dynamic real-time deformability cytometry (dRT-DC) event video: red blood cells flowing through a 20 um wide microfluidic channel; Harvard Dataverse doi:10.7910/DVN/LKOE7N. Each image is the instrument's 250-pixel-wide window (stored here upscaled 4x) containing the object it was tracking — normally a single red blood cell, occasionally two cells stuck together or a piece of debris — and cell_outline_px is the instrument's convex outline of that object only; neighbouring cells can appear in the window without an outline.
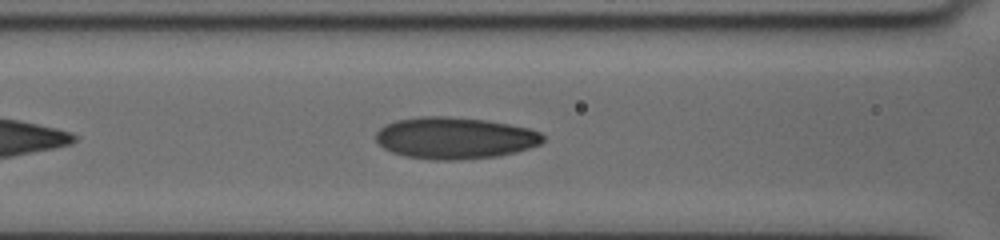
{"species": "human", "species_latin": "Homo sapiens", "temperature_condition": "cold", "stored_images_in_passage": 36, "camera_frame_rate_fps": 3000, "um_per_image_px": 0.085, "donor": {"sex": "female"}, "frame": {"image": 1, "passage_image": 16, "time_ms": 8.667, "image_size_px": [1000, 240], "cell_outline_px": [[544, 140], [540, 144], [516, 152], [496, 156], [456, 160], [432, 160], [404, 156], [392, 152], [384, 148], [376, 140], [376, 132], [384, 124], [396, 120], [420, 116], [448, 116], [484, 120], [508, 124], [528, 128], [540, 132], [544, 136]], "centroid_in_image_um": [38.63, 11.73], "position_along_channel_um": 128.0, "area_um2": 40.63}}
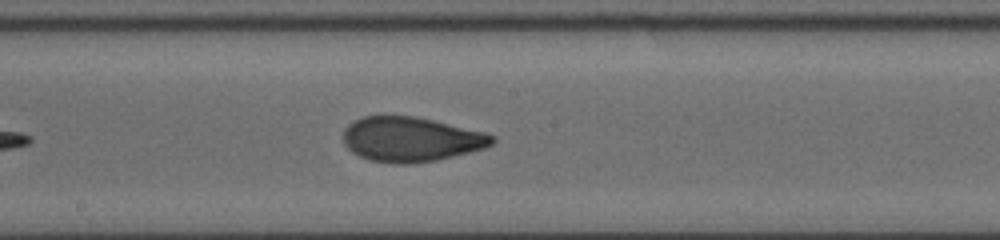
{"frame": {"image": 2, "passage_image": 22, "time_ms": 11.0, "image_size_px": [1000, 240], "cell_outline_px": [[496, 140], [492, 144], [484, 148], [436, 160], [408, 164], [396, 164], [372, 160], [360, 156], [352, 152], [344, 144], [344, 128], [348, 124], [364, 116], [380, 112], [384, 112], [416, 116], [484, 132], [496, 136]], "centroid_in_image_um": [34.89, 11.79], "position_along_channel_um": 213.3, "area_um2": 39.36}}
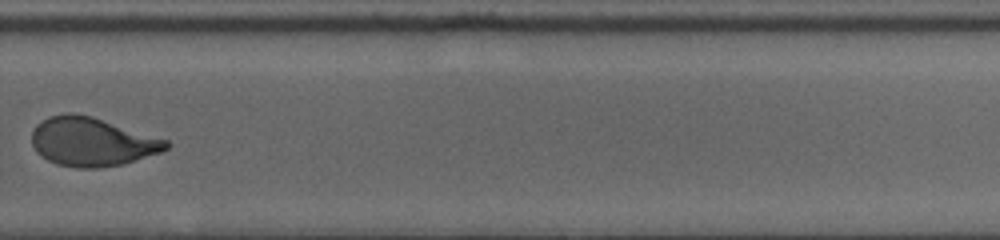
{"frame": {"image": 3, "passage_image": 29, "time_ms": 14.0, "image_size_px": [1000, 240], "cell_outline_px": [[172, 144], [164, 152], [124, 164], [100, 168], [76, 168], [56, 164], [40, 156], [36, 152], [32, 144], [32, 128], [40, 120], [48, 116], [68, 112], [72, 112], [92, 116], [168, 140]], "centroid_in_image_um": [7.81, 12.05], "position_along_channel_um": 322.0, "area_um2": 38.78}, "authors_computed_cell_mechanics": {"area_um2": 39.7664, "velocity_mm_per_s": 3.6505, "shape_relaxation_time_tau1_ms": 4.9271, "shape_relaxation_time_tau2_ms": 0.9066, "deformation_change_tau1": 0.1858, "deformation_change_tau2": 0.0676}}